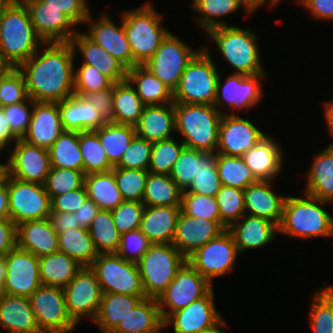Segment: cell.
<instances>
[{"instance_id": "obj_1", "label": "cell", "mask_w": 333, "mask_h": 333, "mask_svg": "<svg viewBox=\"0 0 333 333\" xmlns=\"http://www.w3.org/2000/svg\"><path fill=\"white\" fill-rule=\"evenodd\" d=\"M43 45L18 69L32 101L60 102L74 95L75 52L70 42Z\"/></svg>"}, {"instance_id": "obj_2", "label": "cell", "mask_w": 333, "mask_h": 333, "mask_svg": "<svg viewBox=\"0 0 333 333\" xmlns=\"http://www.w3.org/2000/svg\"><path fill=\"white\" fill-rule=\"evenodd\" d=\"M44 44L36 34L28 9L22 0H11L0 20V52L4 61L18 68Z\"/></svg>"}, {"instance_id": "obj_3", "label": "cell", "mask_w": 333, "mask_h": 333, "mask_svg": "<svg viewBox=\"0 0 333 333\" xmlns=\"http://www.w3.org/2000/svg\"><path fill=\"white\" fill-rule=\"evenodd\" d=\"M304 194L303 198L286 196L278 233L306 240L332 237L333 216L322 207L330 202Z\"/></svg>"}, {"instance_id": "obj_4", "label": "cell", "mask_w": 333, "mask_h": 333, "mask_svg": "<svg viewBox=\"0 0 333 333\" xmlns=\"http://www.w3.org/2000/svg\"><path fill=\"white\" fill-rule=\"evenodd\" d=\"M175 129L188 148L216 152L223 112L214 105L174 103Z\"/></svg>"}, {"instance_id": "obj_5", "label": "cell", "mask_w": 333, "mask_h": 333, "mask_svg": "<svg viewBox=\"0 0 333 333\" xmlns=\"http://www.w3.org/2000/svg\"><path fill=\"white\" fill-rule=\"evenodd\" d=\"M205 32L214 40L224 60L235 68V73L244 75L266 73L261 65L258 36L253 31L225 25L208 28Z\"/></svg>"}, {"instance_id": "obj_6", "label": "cell", "mask_w": 333, "mask_h": 333, "mask_svg": "<svg viewBox=\"0 0 333 333\" xmlns=\"http://www.w3.org/2000/svg\"><path fill=\"white\" fill-rule=\"evenodd\" d=\"M161 19L163 16L149 3L122 13L123 28L133 60L138 65H143L150 59L170 33L162 26Z\"/></svg>"}, {"instance_id": "obj_7", "label": "cell", "mask_w": 333, "mask_h": 333, "mask_svg": "<svg viewBox=\"0 0 333 333\" xmlns=\"http://www.w3.org/2000/svg\"><path fill=\"white\" fill-rule=\"evenodd\" d=\"M208 51L202 47L186 66L173 92L174 103L213 105L220 74Z\"/></svg>"}, {"instance_id": "obj_8", "label": "cell", "mask_w": 333, "mask_h": 333, "mask_svg": "<svg viewBox=\"0 0 333 333\" xmlns=\"http://www.w3.org/2000/svg\"><path fill=\"white\" fill-rule=\"evenodd\" d=\"M187 258L172 243H154L136 263L146 297L158 299Z\"/></svg>"}, {"instance_id": "obj_9", "label": "cell", "mask_w": 333, "mask_h": 333, "mask_svg": "<svg viewBox=\"0 0 333 333\" xmlns=\"http://www.w3.org/2000/svg\"><path fill=\"white\" fill-rule=\"evenodd\" d=\"M103 294L145 295L135 262L126 261L117 253L98 254L90 265Z\"/></svg>"}, {"instance_id": "obj_10", "label": "cell", "mask_w": 333, "mask_h": 333, "mask_svg": "<svg viewBox=\"0 0 333 333\" xmlns=\"http://www.w3.org/2000/svg\"><path fill=\"white\" fill-rule=\"evenodd\" d=\"M201 49H191L170 32L143 66L174 92L186 66Z\"/></svg>"}, {"instance_id": "obj_11", "label": "cell", "mask_w": 333, "mask_h": 333, "mask_svg": "<svg viewBox=\"0 0 333 333\" xmlns=\"http://www.w3.org/2000/svg\"><path fill=\"white\" fill-rule=\"evenodd\" d=\"M9 215L16 224L30 220L47 219L51 213V198L44 185L24 182L7 173Z\"/></svg>"}, {"instance_id": "obj_12", "label": "cell", "mask_w": 333, "mask_h": 333, "mask_svg": "<svg viewBox=\"0 0 333 333\" xmlns=\"http://www.w3.org/2000/svg\"><path fill=\"white\" fill-rule=\"evenodd\" d=\"M239 254L232 233L226 229L187 258V262L211 284L213 278L230 273Z\"/></svg>"}, {"instance_id": "obj_13", "label": "cell", "mask_w": 333, "mask_h": 333, "mask_svg": "<svg viewBox=\"0 0 333 333\" xmlns=\"http://www.w3.org/2000/svg\"><path fill=\"white\" fill-rule=\"evenodd\" d=\"M29 299L42 333H69L77 326L67 312L62 287L40 285Z\"/></svg>"}, {"instance_id": "obj_14", "label": "cell", "mask_w": 333, "mask_h": 333, "mask_svg": "<svg viewBox=\"0 0 333 333\" xmlns=\"http://www.w3.org/2000/svg\"><path fill=\"white\" fill-rule=\"evenodd\" d=\"M212 289V284L186 261L157 299L163 320L171 313L206 296Z\"/></svg>"}, {"instance_id": "obj_15", "label": "cell", "mask_w": 333, "mask_h": 333, "mask_svg": "<svg viewBox=\"0 0 333 333\" xmlns=\"http://www.w3.org/2000/svg\"><path fill=\"white\" fill-rule=\"evenodd\" d=\"M66 308L78 324L83 317L95 319L102 300V288L90 266H83L76 276L63 287Z\"/></svg>"}, {"instance_id": "obj_16", "label": "cell", "mask_w": 333, "mask_h": 333, "mask_svg": "<svg viewBox=\"0 0 333 333\" xmlns=\"http://www.w3.org/2000/svg\"><path fill=\"white\" fill-rule=\"evenodd\" d=\"M213 289L187 307L171 313L164 320V327L173 325L174 333H209L226 321L215 307Z\"/></svg>"}, {"instance_id": "obj_17", "label": "cell", "mask_w": 333, "mask_h": 333, "mask_svg": "<svg viewBox=\"0 0 333 333\" xmlns=\"http://www.w3.org/2000/svg\"><path fill=\"white\" fill-rule=\"evenodd\" d=\"M5 261L6 278L1 293L29 298L42 285L38 257L16 246L5 255Z\"/></svg>"}, {"instance_id": "obj_18", "label": "cell", "mask_w": 333, "mask_h": 333, "mask_svg": "<svg viewBox=\"0 0 333 333\" xmlns=\"http://www.w3.org/2000/svg\"><path fill=\"white\" fill-rule=\"evenodd\" d=\"M8 155L6 172L18 180L44 184L51 169L48 149L18 139Z\"/></svg>"}, {"instance_id": "obj_19", "label": "cell", "mask_w": 333, "mask_h": 333, "mask_svg": "<svg viewBox=\"0 0 333 333\" xmlns=\"http://www.w3.org/2000/svg\"><path fill=\"white\" fill-rule=\"evenodd\" d=\"M266 77V73L244 75L234 72L228 76L225 83H221L222 80H220L221 76L219 75L213 105L220 111L221 107L226 106L224 105L226 101L232 107V110L245 109V111H248L249 108L256 106L264 95L260 80H264Z\"/></svg>"}, {"instance_id": "obj_20", "label": "cell", "mask_w": 333, "mask_h": 333, "mask_svg": "<svg viewBox=\"0 0 333 333\" xmlns=\"http://www.w3.org/2000/svg\"><path fill=\"white\" fill-rule=\"evenodd\" d=\"M264 134L248 118H240L233 111L222 115L218 130L217 152L226 156L242 157L253 148Z\"/></svg>"}, {"instance_id": "obj_21", "label": "cell", "mask_w": 333, "mask_h": 333, "mask_svg": "<svg viewBox=\"0 0 333 333\" xmlns=\"http://www.w3.org/2000/svg\"><path fill=\"white\" fill-rule=\"evenodd\" d=\"M26 5L36 34L44 43L70 42L78 31L65 13L40 0H22ZM74 28V29H73Z\"/></svg>"}, {"instance_id": "obj_22", "label": "cell", "mask_w": 333, "mask_h": 333, "mask_svg": "<svg viewBox=\"0 0 333 333\" xmlns=\"http://www.w3.org/2000/svg\"><path fill=\"white\" fill-rule=\"evenodd\" d=\"M89 14L85 23L89 30L85 33L91 40L103 47L109 54L120 61L127 69L138 65L133 60L129 42L123 28V21L118 26L108 15L102 13L97 21Z\"/></svg>"}, {"instance_id": "obj_23", "label": "cell", "mask_w": 333, "mask_h": 333, "mask_svg": "<svg viewBox=\"0 0 333 333\" xmlns=\"http://www.w3.org/2000/svg\"><path fill=\"white\" fill-rule=\"evenodd\" d=\"M226 228L221 222L191 217L180 212L172 244L188 258L197 249L218 237Z\"/></svg>"}, {"instance_id": "obj_24", "label": "cell", "mask_w": 333, "mask_h": 333, "mask_svg": "<svg viewBox=\"0 0 333 333\" xmlns=\"http://www.w3.org/2000/svg\"><path fill=\"white\" fill-rule=\"evenodd\" d=\"M63 132L58 102L33 101L29 128L22 140L49 149Z\"/></svg>"}, {"instance_id": "obj_25", "label": "cell", "mask_w": 333, "mask_h": 333, "mask_svg": "<svg viewBox=\"0 0 333 333\" xmlns=\"http://www.w3.org/2000/svg\"><path fill=\"white\" fill-rule=\"evenodd\" d=\"M282 152L277 140L267 134L242 158L257 181H273L283 169Z\"/></svg>"}, {"instance_id": "obj_26", "label": "cell", "mask_w": 333, "mask_h": 333, "mask_svg": "<svg viewBox=\"0 0 333 333\" xmlns=\"http://www.w3.org/2000/svg\"><path fill=\"white\" fill-rule=\"evenodd\" d=\"M73 50H80L83 55L82 64L96 67L113 83L127 79V68L115 57L109 54L103 47L91 40L84 32H77L70 41Z\"/></svg>"}, {"instance_id": "obj_27", "label": "cell", "mask_w": 333, "mask_h": 333, "mask_svg": "<svg viewBox=\"0 0 333 333\" xmlns=\"http://www.w3.org/2000/svg\"><path fill=\"white\" fill-rule=\"evenodd\" d=\"M272 181H257L244 190V207L248 215L265 218L279 226L286 196L271 189Z\"/></svg>"}, {"instance_id": "obj_28", "label": "cell", "mask_w": 333, "mask_h": 333, "mask_svg": "<svg viewBox=\"0 0 333 333\" xmlns=\"http://www.w3.org/2000/svg\"><path fill=\"white\" fill-rule=\"evenodd\" d=\"M0 325L10 333H42L28 297L0 294Z\"/></svg>"}, {"instance_id": "obj_29", "label": "cell", "mask_w": 333, "mask_h": 333, "mask_svg": "<svg viewBox=\"0 0 333 333\" xmlns=\"http://www.w3.org/2000/svg\"><path fill=\"white\" fill-rule=\"evenodd\" d=\"M16 236L17 247L36 257L58 251V234L48 218L18 224Z\"/></svg>"}, {"instance_id": "obj_30", "label": "cell", "mask_w": 333, "mask_h": 333, "mask_svg": "<svg viewBox=\"0 0 333 333\" xmlns=\"http://www.w3.org/2000/svg\"><path fill=\"white\" fill-rule=\"evenodd\" d=\"M235 240L238 251L264 247L275 239L278 226L261 217L244 215L228 229Z\"/></svg>"}, {"instance_id": "obj_31", "label": "cell", "mask_w": 333, "mask_h": 333, "mask_svg": "<svg viewBox=\"0 0 333 333\" xmlns=\"http://www.w3.org/2000/svg\"><path fill=\"white\" fill-rule=\"evenodd\" d=\"M135 129L136 135L152 143L172 138L176 131L174 102L144 106Z\"/></svg>"}, {"instance_id": "obj_32", "label": "cell", "mask_w": 333, "mask_h": 333, "mask_svg": "<svg viewBox=\"0 0 333 333\" xmlns=\"http://www.w3.org/2000/svg\"><path fill=\"white\" fill-rule=\"evenodd\" d=\"M181 206H144L139 230L154 243H172Z\"/></svg>"}, {"instance_id": "obj_33", "label": "cell", "mask_w": 333, "mask_h": 333, "mask_svg": "<svg viewBox=\"0 0 333 333\" xmlns=\"http://www.w3.org/2000/svg\"><path fill=\"white\" fill-rule=\"evenodd\" d=\"M60 118L64 130H95L105 124L98 110L82 96L74 94L58 102Z\"/></svg>"}, {"instance_id": "obj_34", "label": "cell", "mask_w": 333, "mask_h": 333, "mask_svg": "<svg viewBox=\"0 0 333 333\" xmlns=\"http://www.w3.org/2000/svg\"><path fill=\"white\" fill-rule=\"evenodd\" d=\"M157 299L143 298L111 333H164Z\"/></svg>"}, {"instance_id": "obj_35", "label": "cell", "mask_w": 333, "mask_h": 333, "mask_svg": "<svg viewBox=\"0 0 333 333\" xmlns=\"http://www.w3.org/2000/svg\"><path fill=\"white\" fill-rule=\"evenodd\" d=\"M306 171L305 193L333 203V145L319 152Z\"/></svg>"}, {"instance_id": "obj_36", "label": "cell", "mask_w": 333, "mask_h": 333, "mask_svg": "<svg viewBox=\"0 0 333 333\" xmlns=\"http://www.w3.org/2000/svg\"><path fill=\"white\" fill-rule=\"evenodd\" d=\"M143 298H146V295L103 294L93 322L102 333H111Z\"/></svg>"}, {"instance_id": "obj_37", "label": "cell", "mask_w": 333, "mask_h": 333, "mask_svg": "<svg viewBox=\"0 0 333 333\" xmlns=\"http://www.w3.org/2000/svg\"><path fill=\"white\" fill-rule=\"evenodd\" d=\"M127 80L136 87L134 89L145 106L173 102V92L143 65L128 69Z\"/></svg>"}, {"instance_id": "obj_38", "label": "cell", "mask_w": 333, "mask_h": 333, "mask_svg": "<svg viewBox=\"0 0 333 333\" xmlns=\"http://www.w3.org/2000/svg\"><path fill=\"white\" fill-rule=\"evenodd\" d=\"M40 280L45 286L65 287L82 269L76 259L57 251L38 257Z\"/></svg>"}, {"instance_id": "obj_39", "label": "cell", "mask_w": 333, "mask_h": 333, "mask_svg": "<svg viewBox=\"0 0 333 333\" xmlns=\"http://www.w3.org/2000/svg\"><path fill=\"white\" fill-rule=\"evenodd\" d=\"M84 186L88 198L93 200L100 210L115 209L124 201L113 170L85 175Z\"/></svg>"}, {"instance_id": "obj_40", "label": "cell", "mask_w": 333, "mask_h": 333, "mask_svg": "<svg viewBox=\"0 0 333 333\" xmlns=\"http://www.w3.org/2000/svg\"><path fill=\"white\" fill-rule=\"evenodd\" d=\"M144 106L136 90L127 79L113 84L115 124L135 126L139 122Z\"/></svg>"}, {"instance_id": "obj_41", "label": "cell", "mask_w": 333, "mask_h": 333, "mask_svg": "<svg viewBox=\"0 0 333 333\" xmlns=\"http://www.w3.org/2000/svg\"><path fill=\"white\" fill-rule=\"evenodd\" d=\"M182 192L169 175L149 172L142 203L144 206H181Z\"/></svg>"}, {"instance_id": "obj_42", "label": "cell", "mask_w": 333, "mask_h": 333, "mask_svg": "<svg viewBox=\"0 0 333 333\" xmlns=\"http://www.w3.org/2000/svg\"><path fill=\"white\" fill-rule=\"evenodd\" d=\"M109 163L115 167L136 135L135 126L105 123L95 129Z\"/></svg>"}, {"instance_id": "obj_43", "label": "cell", "mask_w": 333, "mask_h": 333, "mask_svg": "<svg viewBox=\"0 0 333 333\" xmlns=\"http://www.w3.org/2000/svg\"><path fill=\"white\" fill-rule=\"evenodd\" d=\"M58 251L76 259L83 266H90L98 256L90 233L85 228L59 233Z\"/></svg>"}, {"instance_id": "obj_44", "label": "cell", "mask_w": 333, "mask_h": 333, "mask_svg": "<svg viewBox=\"0 0 333 333\" xmlns=\"http://www.w3.org/2000/svg\"><path fill=\"white\" fill-rule=\"evenodd\" d=\"M48 151L51 167L83 171V159L79 147V131L64 130Z\"/></svg>"}, {"instance_id": "obj_45", "label": "cell", "mask_w": 333, "mask_h": 333, "mask_svg": "<svg viewBox=\"0 0 333 333\" xmlns=\"http://www.w3.org/2000/svg\"><path fill=\"white\" fill-rule=\"evenodd\" d=\"M88 231L98 254L117 253L121 233L114 224L111 210H99Z\"/></svg>"}, {"instance_id": "obj_46", "label": "cell", "mask_w": 333, "mask_h": 333, "mask_svg": "<svg viewBox=\"0 0 333 333\" xmlns=\"http://www.w3.org/2000/svg\"><path fill=\"white\" fill-rule=\"evenodd\" d=\"M216 158V152H204L199 150L200 170L190 186L183 192L216 197V194L222 187L218 175Z\"/></svg>"}, {"instance_id": "obj_47", "label": "cell", "mask_w": 333, "mask_h": 333, "mask_svg": "<svg viewBox=\"0 0 333 333\" xmlns=\"http://www.w3.org/2000/svg\"><path fill=\"white\" fill-rule=\"evenodd\" d=\"M79 147L85 175L113 169L95 130L79 132Z\"/></svg>"}, {"instance_id": "obj_48", "label": "cell", "mask_w": 333, "mask_h": 333, "mask_svg": "<svg viewBox=\"0 0 333 333\" xmlns=\"http://www.w3.org/2000/svg\"><path fill=\"white\" fill-rule=\"evenodd\" d=\"M216 164L218 175L224 186L245 190L247 186L257 182L242 157L217 153Z\"/></svg>"}, {"instance_id": "obj_49", "label": "cell", "mask_w": 333, "mask_h": 333, "mask_svg": "<svg viewBox=\"0 0 333 333\" xmlns=\"http://www.w3.org/2000/svg\"><path fill=\"white\" fill-rule=\"evenodd\" d=\"M191 7L201 14L196 22L203 31L227 25L221 18L242 8L237 0H197Z\"/></svg>"}, {"instance_id": "obj_50", "label": "cell", "mask_w": 333, "mask_h": 333, "mask_svg": "<svg viewBox=\"0 0 333 333\" xmlns=\"http://www.w3.org/2000/svg\"><path fill=\"white\" fill-rule=\"evenodd\" d=\"M221 224L229 229L242 216L246 215L244 207V190L222 185L216 194Z\"/></svg>"}, {"instance_id": "obj_51", "label": "cell", "mask_w": 333, "mask_h": 333, "mask_svg": "<svg viewBox=\"0 0 333 333\" xmlns=\"http://www.w3.org/2000/svg\"><path fill=\"white\" fill-rule=\"evenodd\" d=\"M112 170L123 200L142 202L149 171L117 167Z\"/></svg>"}, {"instance_id": "obj_52", "label": "cell", "mask_w": 333, "mask_h": 333, "mask_svg": "<svg viewBox=\"0 0 333 333\" xmlns=\"http://www.w3.org/2000/svg\"><path fill=\"white\" fill-rule=\"evenodd\" d=\"M184 146L174 137L153 142L148 171L169 175Z\"/></svg>"}, {"instance_id": "obj_53", "label": "cell", "mask_w": 333, "mask_h": 333, "mask_svg": "<svg viewBox=\"0 0 333 333\" xmlns=\"http://www.w3.org/2000/svg\"><path fill=\"white\" fill-rule=\"evenodd\" d=\"M84 178L83 171L51 167L43 185L52 200L55 196L81 188L84 185Z\"/></svg>"}, {"instance_id": "obj_54", "label": "cell", "mask_w": 333, "mask_h": 333, "mask_svg": "<svg viewBox=\"0 0 333 333\" xmlns=\"http://www.w3.org/2000/svg\"><path fill=\"white\" fill-rule=\"evenodd\" d=\"M313 297L309 311L313 333H333V299L324 289Z\"/></svg>"}, {"instance_id": "obj_55", "label": "cell", "mask_w": 333, "mask_h": 333, "mask_svg": "<svg viewBox=\"0 0 333 333\" xmlns=\"http://www.w3.org/2000/svg\"><path fill=\"white\" fill-rule=\"evenodd\" d=\"M28 98L25 79L18 68L10 67L0 75V107L24 102Z\"/></svg>"}, {"instance_id": "obj_56", "label": "cell", "mask_w": 333, "mask_h": 333, "mask_svg": "<svg viewBox=\"0 0 333 333\" xmlns=\"http://www.w3.org/2000/svg\"><path fill=\"white\" fill-rule=\"evenodd\" d=\"M199 170V150L184 146L169 176L184 191L190 186Z\"/></svg>"}, {"instance_id": "obj_57", "label": "cell", "mask_w": 333, "mask_h": 333, "mask_svg": "<svg viewBox=\"0 0 333 333\" xmlns=\"http://www.w3.org/2000/svg\"><path fill=\"white\" fill-rule=\"evenodd\" d=\"M181 211L191 217L221 222L216 197L182 192Z\"/></svg>"}, {"instance_id": "obj_58", "label": "cell", "mask_w": 333, "mask_h": 333, "mask_svg": "<svg viewBox=\"0 0 333 333\" xmlns=\"http://www.w3.org/2000/svg\"><path fill=\"white\" fill-rule=\"evenodd\" d=\"M74 72V94L83 96L86 92H97L110 88L114 83L96 67L82 64Z\"/></svg>"}, {"instance_id": "obj_59", "label": "cell", "mask_w": 333, "mask_h": 333, "mask_svg": "<svg viewBox=\"0 0 333 333\" xmlns=\"http://www.w3.org/2000/svg\"><path fill=\"white\" fill-rule=\"evenodd\" d=\"M151 151L152 142L135 135L129 144V147L124 152L119 163L115 167L148 170Z\"/></svg>"}, {"instance_id": "obj_60", "label": "cell", "mask_w": 333, "mask_h": 333, "mask_svg": "<svg viewBox=\"0 0 333 333\" xmlns=\"http://www.w3.org/2000/svg\"><path fill=\"white\" fill-rule=\"evenodd\" d=\"M144 204L138 201H123L111 210L117 230L123 234L140 228Z\"/></svg>"}, {"instance_id": "obj_61", "label": "cell", "mask_w": 333, "mask_h": 333, "mask_svg": "<svg viewBox=\"0 0 333 333\" xmlns=\"http://www.w3.org/2000/svg\"><path fill=\"white\" fill-rule=\"evenodd\" d=\"M153 243L139 230L121 234L117 254L126 261L137 263Z\"/></svg>"}, {"instance_id": "obj_62", "label": "cell", "mask_w": 333, "mask_h": 333, "mask_svg": "<svg viewBox=\"0 0 333 333\" xmlns=\"http://www.w3.org/2000/svg\"><path fill=\"white\" fill-rule=\"evenodd\" d=\"M27 102L30 104L28 105ZM8 119L12 131L20 138L26 134L33 110V101L28 98L24 102L0 107Z\"/></svg>"}, {"instance_id": "obj_63", "label": "cell", "mask_w": 333, "mask_h": 333, "mask_svg": "<svg viewBox=\"0 0 333 333\" xmlns=\"http://www.w3.org/2000/svg\"><path fill=\"white\" fill-rule=\"evenodd\" d=\"M49 7H55L65 13L76 25L85 23L90 14L86 0H40Z\"/></svg>"}, {"instance_id": "obj_64", "label": "cell", "mask_w": 333, "mask_h": 333, "mask_svg": "<svg viewBox=\"0 0 333 333\" xmlns=\"http://www.w3.org/2000/svg\"><path fill=\"white\" fill-rule=\"evenodd\" d=\"M82 97L93 104L105 123H114L113 85L102 91L86 92Z\"/></svg>"}, {"instance_id": "obj_65", "label": "cell", "mask_w": 333, "mask_h": 333, "mask_svg": "<svg viewBox=\"0 0 333 333\" xmlns=\"http://www.w3.org/2000/svg\"><path fill=\"white\" fill-rule=\"evenodd\" d=\"M87 199V191L83 185L77 190H72L62 195L55 196L51 200V211L74 213L83 205Z\"/></svg>"}, {"instance_id": "obj_66", "label": "cell", "mask_w": 333, "mask_h": 333, "mask_svg": "<svg viewBox=\"0 0 333 333\" xmlns=\"http://www.w3.org/2000/svg\"><path fill=\"white\" fill-rule=\"evenodd\" d=\"M17 225L10 218L0 219V255L5 256L17 246Z\"/></svg>"}, {"instance_id": "obj_67", "label": "cell", "mask_w": 333, "mask_h": 333, "mask_svg": "<svg viewBox=\"0 0 333 333\" xmlns=\"http://www.w3.org/2000/svg\"><path fill=\"white\" fill-rule=\"evenodd\" d=\"M316 19L333 20V0H297Z\"/></svg>"}, {"instance_id": "obj_68", "label": "cell", "mask_w": 333, "mask_h": 333, "mask_svg": "<svg viewBox=\"0 0 333 333\" xmlns=\"http://www.w3.org/2000/svg\"><path fill=\"white\" fill-rule=\"evenodd\" d=\"M48 219L57 234L80 228L74 213L51 211Z\"/></svg>"}, {"instance_id": "obj_69", "label": "cell", "mask_w": 333, "mask_h": 333, "mask_svg": "<svg viewBox=\"0 0 333 333\" xmlns=\"http://www.w3.org/2000/svg\"><path fill=\"white\" fill-rule=\"evenodd\" d=\"M99 210L100 209L96 203L88 198L83 205L74 212L78 226L80 228L88 229Z\"/></svg>"}, {"instance_id": "obj_70", "label": "cell", "mask_w": 333, "mask_h": 333, "mask_svg": "<svg viewBox=\"0 0 333 333\" xmlns=\"http://www.w3.org/2000/svg\"><path fill=\"white\" fill-rule=\"evenodd\" d=\"M18 139L20 138L12 131L4 111L0 108V152Z\"/></svg>"}, {"instance_id": "obj_71", "label": "cell", "mask_w": 333, "mask_h": 333, "mask_svg": "<svg viewBox=\"0 0 333 333\" xmlns=\"http://www.w3.org/2000/svg\"><path fill=\"white\" fill-rule=\"evenodd\" d=\"M10 218L9 215V194L7 186V172L0 179V219Z\"/></svg>"}, {"instance_id": "obj_72", "label": "cell", "mask_w": 333, "mask_h": 333, "mask_svg": "<svg viewBox=\"0 0 333 333\" xmlns=\"http://www.w3.org/2000/svg\"><path fill=\"white\" fill-rule=\"evenodd\" d=\"M238 3L245 8L247 14H253L258 7L264 5L268 0H237Z\"/></svg>"}, {"instance_id": "obj_73", "label": "cell", "mask_w": 333, "mask_h": 333, "mask_svg": "<svg viewBox=\"0 0 333 333\" xmlns=\"http://www.w3.org/2000/svg\"><path fill=\"white\" fill-rule=\"evenodd\" d=\"M324 115L329 133L333 136V101L324 102ZM333 145V142L331 143Z\"/></svg>"}, {"instance_id": "obj_74", "label": "cell", "mask_w": 333, "mask_h": 333, "mask_svg": "<svg viewBox=\"0 0 333 333\" xmlns=\"http://www.w3.org/2000/svg\"><path fill=\"white\" fill-rule=\"evenodd\" d=\"M6 278V261L5 256L0 255V292L5 284Z\"/></svg>"}, {"instance_id": "obj_75", "label": "cell", "mask_w": 333, "mask_h": 333, "mask_svg": "<svg viewBox=\"0 0 333 333\" xmlns=\"http://www.w3.org/2000/svg\"><path fill=\"white\" fill-rule=\"evenodd\" d=\"M10 66L4 61L1 52H0V75L4 74Z\"/></svg>"}, {"instance_id": "obj_76", "label": "cell", "mask_w": 333, "mask_h": 333, "mask_svg": "<svg viewBox=\"0 0 333 333\" xmlns=\"http://www.w3.org/2000/svg\"><path fill=\"white\" fill-rule=\"evenodd\" d=\"M11 0H0V20L1 16L3 13V10L5 9L6 5L10 2Z\"/></svg>"}, {"instance_id": "obj_77", "label": "cell", "mask_w": 333, "mask_h": 333, "mask_svg": "<svg viewBox=\"0 0 333 333\" xmlns=\"http://www.w3.org/2000/svg\"><path fill=\"white\" fill-rule=\"evenodd\" d=\"M6 173V163L2 164L0 163V179L5 175Z\"/></svg>"}, {"instance_id": "obj_78", "label": "cell", "mask_w": 333, "mask_h": 333, "mask_svg": "<svg viewBox=\"0 0 333 333\" xmlns=\"http://www.w3.org/2000/svg\"><path fill=\"white\" fill-rule=\"evenodd\" d=\"M324 290L331 296V298L333 299V286H326L325 288H324Z\"/></svg>"}, {"instance_id": "obj_79", "label": "cell", "mask_w": 333, "mask_h": 333, "mask_svg": "<svg viewBox=\"0 0 333 333\" xmlns=\"http://www.w3.org/2000/svg\"><path fill=\"white\" fill-rule=\"evenodd\" d=\"M228 324H226V322L222 325V326H220L219 328H217L216 330H214V331H211V332H209V333H225L223 330H221L222 328L221 327H226Z\"/></svg>"}, {"instance_id": "obj_80", "label": "cell", "mask_w": 333, "mask_h": 333, "mask_svg": "<svg viewBox=\"0 0 333 333\" xmlns=\"http://www.w3.org/2000/svg\"><path fill=\"white\" fill-rule=\"evenodd\" d=\"M279 2H281V0H268V4L270 3V7L279 4Z\"/></svg>"}]
</instances>
